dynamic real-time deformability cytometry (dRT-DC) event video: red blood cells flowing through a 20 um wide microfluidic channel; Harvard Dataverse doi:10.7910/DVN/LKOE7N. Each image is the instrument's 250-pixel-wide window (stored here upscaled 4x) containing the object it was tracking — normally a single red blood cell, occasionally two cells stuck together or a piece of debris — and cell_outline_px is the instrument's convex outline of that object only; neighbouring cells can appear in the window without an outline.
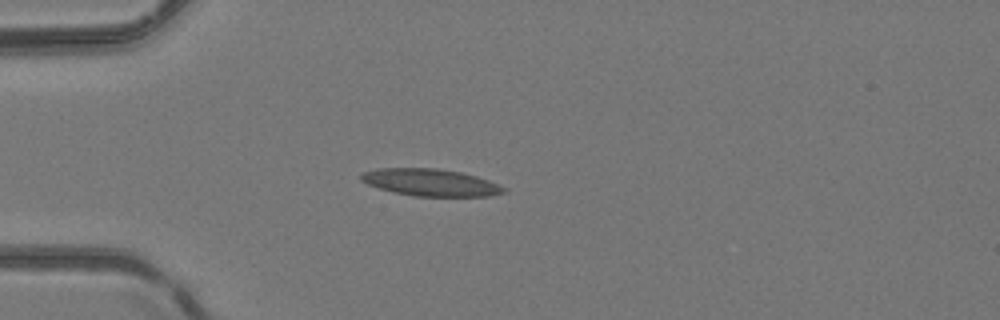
{"species": "common noctule bat (a hibernating species)", "species_latin": "Nyctalus noctula", "temperature_condition": "room temperature", "stored_images_in_passage": 5, "camera_frame_rate_fps": 3000, "um_per_image_px": 0.085, "animal": {"sex": "female", "body_mass_g": 24.6, "forearm_length_mm": 56.2}, "frame": {"image": 1, "passage_image": 4, "time_ms": 1.0, "image_size_px": [1000, 320], "cell_outline_px": [[508, 192], [488, 196], [416, 196], [396, 192], [380, 188], [368, 184], [360, 180], [360, 176], [364, 172], [376, 168], [436, 168], [460, 172], [476, 176], [488, 180], [508, 188]], "centroid_in_image_um": [36.64, 15.5], "position_along_channel_um": 48.4, "area_um2": 22.43}}